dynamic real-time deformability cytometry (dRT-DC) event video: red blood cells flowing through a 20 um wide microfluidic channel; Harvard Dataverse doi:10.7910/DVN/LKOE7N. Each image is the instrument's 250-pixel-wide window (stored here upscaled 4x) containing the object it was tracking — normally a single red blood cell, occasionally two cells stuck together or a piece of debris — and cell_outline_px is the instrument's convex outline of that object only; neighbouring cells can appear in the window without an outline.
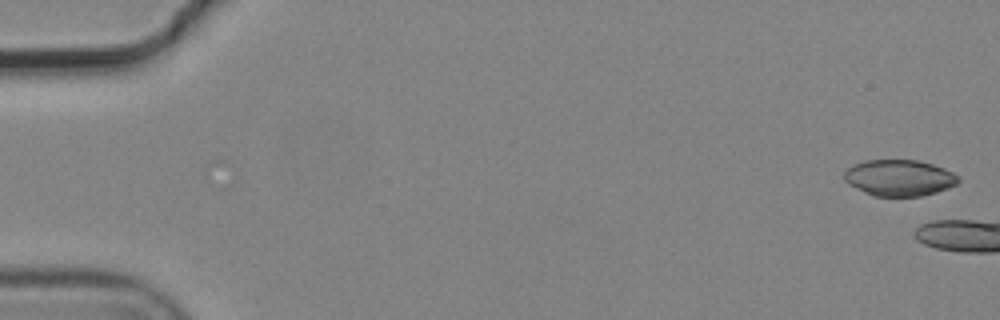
{"species": "common noctule bat (a hibernating species)", "species_latin": "Nyctalus noctula", "temperature_condition": "cold", "stored_images_in_passage": 3, "camera_frame_rate_fps": 3000, "um_per_image_px": 0.085, "animal": {"sex": "male", "body_mass_g": 19.2, "forearm_length_mm": 51.8}, "frame": {"image": 1, "passage_image": 1, "time_ms": 0.0, "image_size_px": [1000, 320], "cell_outline_px": [[960, 180], [956, 184], [948, 188], [936, 192], [920, 196], [872, 196], [848, 184], [844, 180], [844, 172], [848, 168], [864, 160], [916, 160], [932, 164], [944, 168], [960, 176]], "centroid_in_image_um": [76.44, 15.12], "position_along_channel_um": 8.6, "area_um2": 24.1}}